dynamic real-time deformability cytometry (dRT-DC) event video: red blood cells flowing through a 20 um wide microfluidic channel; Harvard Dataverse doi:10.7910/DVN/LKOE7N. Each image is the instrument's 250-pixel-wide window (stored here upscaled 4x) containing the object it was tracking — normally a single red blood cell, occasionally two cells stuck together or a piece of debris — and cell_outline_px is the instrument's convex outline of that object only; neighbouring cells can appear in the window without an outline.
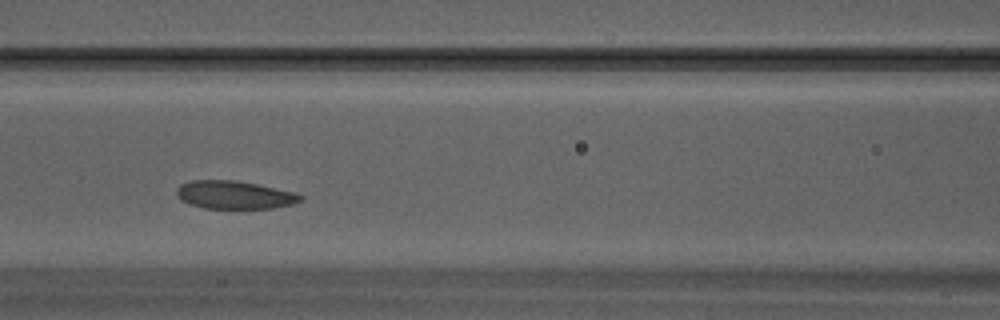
{"species": "Egyptian fruit bat (a non-hibernating species)", "species_latin": "Rousettus aegyptiacus", "temperature_condition": "warm", "stored_images_in_passage": 26, "camera_frame_rate_fps": 3000, "um_per_image_px": 0.085, "animal": {"sex": "male"}, "frame": {"image": 1, "passage_image": 8, "time_ms": 2.333, "image_size_px": [1000, 320], "cell_outline_px": [[304, 196], [300, 200], [292, 204], [272, 208], [204, 208], [188, 204], [180, 200], [176, 196], [176, 188], [180, 184], [192, 180], [236, 180], [256, 184], [292, 192]], "centroid_in_image_um": [19.84, 16.56], "position_along_channel_um": 146.8, "area_um2": 20.17}}